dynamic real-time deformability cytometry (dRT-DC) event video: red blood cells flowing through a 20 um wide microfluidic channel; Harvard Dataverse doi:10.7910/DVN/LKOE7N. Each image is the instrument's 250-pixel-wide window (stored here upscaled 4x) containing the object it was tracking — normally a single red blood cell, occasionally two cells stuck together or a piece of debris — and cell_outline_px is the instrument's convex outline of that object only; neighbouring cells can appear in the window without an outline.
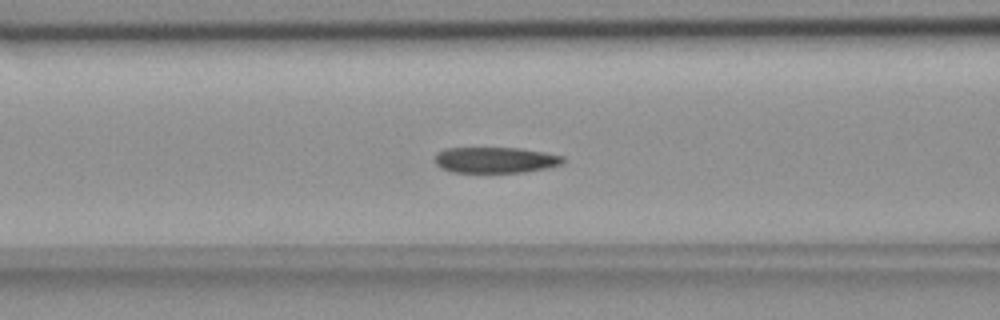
{"species": "common noctule bat (a hibernating species)", "species_latin": "Nyctalus noctula", "temperature_condition": "room temperature", "stored_images_in_passage": 38, "camera_frame_rate_fps": 3000, "um_per_image_px": 0.085, "animal": {"sex": "female", "body_mass_g": 18.4}, "frame": {"image": 1, "passage_image": 15, "time_ms": 4.667, "image_size_px": [1000, 320], "cell_outline_px": [[564, 160], [560, 164], [548, 168], [524, 172], [448, 172], [440, 168], [432, 160], [436, 152], [444, 148], [520, 148], [544, 152], [564, 156]], "centroid_in_image_um": [42.03, 13.6], "position_along_channel_um": 124.6, "area_um2": 19.59}}
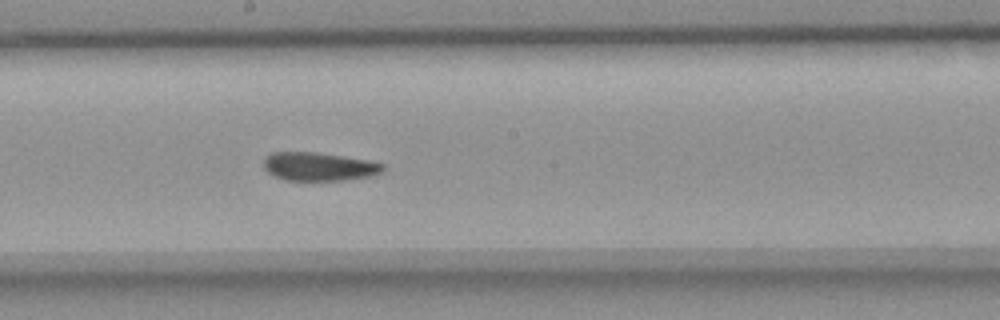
{"frame": {"image": 2, "passage_image": 23, "time_ms": 7.333, "image_size_px": [1000, 320], "cell_outline_px": [[384, 172], [376, 176], [344, 180], [284, 180], [272, 176], [264, 168], [264, 160], [272, 152], [316, 152], [372, 160], [384, 164]], "centroid_in_image_um": [27.18, 14.16], "position_along_channel_um": 221.0, "area_um2": 20.11}}
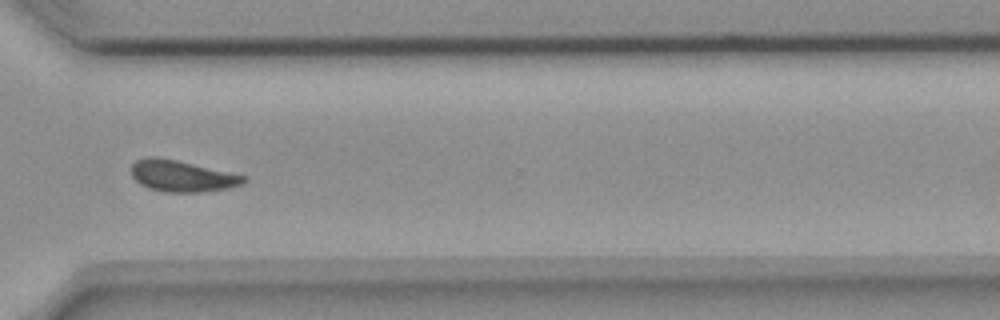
{"frame": {"image": 3, "passage_image": 34, "time_ms": 11.0, "image_size_px": [1000, 320], "cell_outline_px": [[248, 180], [244, 184], [228, 188], [200, 192], [164, 192], [148, 188], [140, 184], [132, 176], [132, 164], [136, 160], [144, 156], [156, 156], [176, 160], [248, 176]], "centroid_in_image_um": [15.48, 14.96], "position_along_channel_um": 355.1, "area_um2": 20.69}, "authors_computed_cell_mechanics": {"area_um2": 20.7791, "velocity_mm_per_s": 3.636, "shape_relaxation_time_tau1_ms": null, "shape_relaxation_time_tau2_ms": 9.1311, "deformation_change_tau1": null, "deformation_change_tau2": 0.1402}}